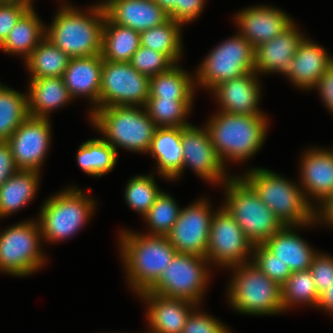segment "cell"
<instances>
[{"label": "cell", "mask_w": 333, "mask_h": 333, "mask_svg": "<svg viewBox=\"0 0 333 333\" xmlns=\"http://www.w3.org/2000/svg\"><path fill=\"white\" fill-rule=\"evenodd\" d=\"M138 296L149 305L146 313L149 333H181L193 306L198 307L192 301L163 297L148 290Z\"/></svg>", "instance_id": "obj_20"}, {"label": "cell", "mask_w": 333, "mask_h": 333, "mask_svg": "<svg viewBox=\"0 0 333 333\" xmlns=\"http://www.w3.org/2000/svg\"><path fill=\"white\" fill-rule=\"evenodd\" d=\"M40 174L18 170L0 186V217H5L26 206L36 194Z\"/></svg>", "instance_id": "obj_28"}, {"label": "cell", "mask_w": 333, "mask_h": 333, "mask_svg": "<svg viewBox=\"0 0 333 333\" xmlns=\"http://www.w3.org/2000/svg\"><path fill=\"white\" fill-rule=\"evenodd\" d=\"M316 290L320 295L324 290L333 284V257L318 253L310 266Z\"/></svg>", "instance_id": "obj_44"}, {"label": "cell", "mask_w": 333, "mask_h": 333, "mask_svg": "<svg viewBox=\"0 0 333 333\" xmlns=\"http://www.w3.org/2000/svg\"><path fill=\"white\" fill-rule=\"evenodd\" d=\"M253 258H249L264 274H266L272 281L282 286L292 271L281 262L276 255L271 253L263 244H255L253 246ZM253 259V260H251Z\"/></svg>", "instance_id": "obj_40"}, {"label": "cell", "mask_w": 333, "mask_h": 333, "mask_svg": "<svg viewBox=\"0 0 333 333\" xmlns=\"http://www.w3.org/2000/svg\"><path fill=\"white\" fill-rule=\"evenodd\" d=\"M182 127H157L149 152L157 160V171L162 177L174 180L183 169Z\"/></svg>", "instance_id": "obj_25"}, {"label": "cell", "mask_w": 333, "mask_h": 333, "mask_svg": "<svg viewBox=\"0 0 333 333\" xmlns=\"http://www.w3.org/2000/svg\"><path fill=\"white\" fill-rule=\"evenodd\" d=\"M194 307L181 333H230L223 323L206 313L196 311Z\"/></svg>", "instance_id": "obj_42"}, {"label": "cell", "mask_w": 333, "mask_h": 333, "mask_svg": "<svg viewBox=\"0 0 333 333\" xmlns=\"http://www.w3.org/2000/svg\"><path fill=\"white\" fill-rule=\"evenodd\" d=\"M42 238L37 221H25L0 233V271L28 276L43 266L46 257L40 251Z\"/></svg>", "instance_id": "obj_9"}, {"label": "cell", "mask_w": 333, "mask_h": 333, "mask_svg": "<svg viewBox=\"0 0 333 333\" xmlns=\"http://www.w3.org/2000/svg\"><path fill=\"white\" fill-rule=\"evenodd\" d=\"M76 158L83 172L101 177L114 168L117 152L104 138H94L80 145Z\"/></svg>", "instance_id": "obj_33"}, {"label": "cell", "mask_w": 333, "mask_h": 333, "mask_svg": "<svg viewBox=\"0 0 333 333\" xmlns=\"http://www.w3.org/2000/svg\"><path fill=\"white\" fill-rule=\"evenodd\" d=\"M18 171L7 141H0V186Z\"/></svg>", "instance_id": "obj_47"}, {"label": "cell", "mask_w": 333, "mask_h": 333, "mask_svg": "<svg viewBox=\"0 0 333 333\" xmlns=\"http://www.w3.org/2000/svg\"><path fill=\"white\" fill-rule=\"evenodd\" d=\"M70 59L45 37L25 60V65L31 75L30 79L62 77Z\"/></svg>", "instance_id": "obj_31"}, {"label": "cell", "mask_w": 333, "mask_h": 333, "mask_svg": "<svg viewBox=\"0 0 333 333\" xmlns=\"http://www.w3.org/2000/svg\"><path fill=\"white\" fill-rule=\"evenodd\" d=\"M129 63L149 78L166 72L175 65L165 54L143 46L133 54Z\"/></svg>", "instance_id": "obj_41"}, {"label": "cell", "mask_w": 333, "mask_h": 333, "mask_svg": "<svg viewBox=\"0 0 333 333\" xmlns=\"http://www.w3.org/2000/svg\"><path fill=\"white\" fill-rule=\"evenodd\" d=\"M161 192L153 176L138 175L128 181L125 200L129 207L144 216Z\"/></svg>", "instance_id": "obj_39"}, {"label": "cell", "mask_w": 333, "mask_h": 333, "mask_svg": "<svg viewBox=\"0 0 333 333\" xmlns=\"http://www.w3.org/2000/svg\"><path fill=\"white\" fill-rule=\"evenodd\" d=\"M281 292L284 311L300 303L317 307L320 298L310 269L292 272L281 286Z\"/></svg>", "instance_id": "obj_37"}, {"label": "cell", "mask_w": 333, "mask_h": 333, "mask_svg": "<svg viewBox=\"0 0 333 333\" xmlns=\"http://www.w3.org/2000/svg\"><path fill=\"white\" fill-rule=\"evenodd\" d=\"M108 106L92 110L90 120L117 152L123 147L133 152L148 153L157 129L145 107Z\"/></svg>", "instance_id": "obj_5"}, {"label": "cell", "mask_w": 333, "mask_h": 333, "mask_svg": "<svg viewBox=\"0 0 333 333\" xmlns=\"http://www.w3.org/2000/svg\"><path fill=\"white\" fill-rule=\"evenodd\" d=\"M193 99L148 98L145 109L157 127H186Z\"/></svg>", "instance_id": "obj_36"}, {"label": "cell", "mask_w": 333, "mask_h": 333, "mask_svg": "<svg viewBox=\"0 0 333 333\" xmlns=\"http://www.w3.org/2000/svg\"><path fill=\"white\" fill-rule=\"evenodd\" d=\"M86 13L64 4L45 27V37L71 58L100 55L106 13L102 5Z\"/></svg>", "instance_id": "obj_1"}, {"label": "cell", "mask_w": 333, "mask_h": 333, "mask_svg": "<svg viewBox=\"0 0 333 333\" xmlns=\"http://www.w3.org/2000/svg\"><path fill=\"white\" fill-rule=\"evenodd\" d=\"M319 149L304 153L300 177L305 198L308 200L307 193L321 204L333 194V150Z\"/></svg>", "instance_id": "obj_24"}, {"label": "cell", "mask_w": 333, "mask_h": 333, "mask_svg": "<svg viewBox=\"0 0 333 333\" xmlns=\"http://www.w3.org/2000/svg\"><path fill=\"white\" fill-rule=\"evenodd\" d=\"M32 0H0V3H32Z\"/></svg>", "instance_id": "obj_51"}, {"label": "cell", "mask_w": 333, "mask_h": 333, "mask_svg": "<svg viewBox=\"0 0 333 333\" xmlns=\"http://www.w3.org/2000/svg\"><path fill=\"white\" fill-rule=\"evenodd\" d=\"M99 5L104 7L106 16L113 23L139 33L169 19V15L154 0H107Z\"/></svg>", "instance_id": "obj_18"}, {"label": "cell", "mask_w": 333, "mask_h": 333, "mask_svg": "<svg viewBox=\"0 0 333 333\" xmlns=\"http://www.w3.org/2000/svg\"><path fill=\"white\" fill-rule=\"evenodd\" d=\"M314 88H317L325 106L333 113V63L326 69Z\"/></svg>", "instance_id": "obj_46"}, {"label": "cell", "mask_w": 333, "mask_h": 333, "mask_svg": "<svg viewBox=\"0 0 333 333\" xmlns=\"http://www.w3.org/2000/svg\"><path fill=\"white\" fill-rule=\"evenodd\" d=\"M253 243L246 237L232 215L222 206L211 219L207 260L225 267L248 263V253H253Z\"/></svg>", "instance_id": "obj_13"}, {"label": "cell", "mask_w": 333, "mask_h": 333, "mask_svg": "<svg viewBox=\"0 0 333 333\" xmlns=\"http://www.w3.org/2000/svg\"><path fill=\"white\" fill-rule=\"evenodd\" d=\"M28 93V113L36 118L49 119L52 110L73 99L62 77L31 79Z\"/></svg>", "instance_id": "obj_27"}, {"label": "cell", "mask_w": 333, "mask_h": 333, "mask_svg": "<svg viewBox=\"0 0 333 333\" xmlns=\"http://www.w3.org/2000/svg\"><path fill=\"white\" fill-rule=\"evenodd\" d=\"M168 15L174 11L176 0H154Z\"/></svg>", "instance_id": "obj_50"}, {"label": "cell", "mask_w": 333, "mask_h": 333, "mask_svg": "<svg viewBox=\"0 0 333 333\" xmlns=\"http://www.w3.org/2000/svg\"><path fill=\"white\" fill-rule=\"evenodd\" d=\"M273 211L280 222L292 226H308L316 223L315 211L303 189L264 168H253L241 176ZM301 188V189H300Z\"/></svg>", "instance_id": "obj_4"}, {"label": "cell", "mask_w": 333, "mask_h": 333, "mask_svg": "<svg viewBox=\"0 0 333 333\" xmlns=\"http://www.w3.org/2000/svg\"><path fill=\"white\" fill-rule=\"evenodd\" d=\"M254 53L252 44L245 37L236 34L207 54L197 70L195 81L212 91L225 81L255 72Z\"/></svg>", "instance_id": "obj_10"}, {"label": "cell", "mask_w": 333, "mask_h": 333, "mask_svg": "<svg viewBox=\"0 0 333 333\" xmlns=\"http://www.w3.org/2000/svg\"><path fill=\"white\" fill-rule=\"evenodd\" d=\"M232 268L235 275L230 281L227 294L235 311L248 315H275L284 311L281 286L253 262Z\"/></svg>", "instance_id": "obj_7"}, {"label": "cell", "mask_w": 333, "mask_h": 333, "mask_svg": "<svg viewBox=\"0 0 333 333\" xmlns=\"http://www.w3.org/2000/svg\"><path fill=\"white\" fill-rule=\"evenodd\" d=\"M303 39L304 35L293 23L278 36L257 46L254 53L255 72H278L285 75Z\"/></svg>", "instance_id": "obj_21"}, {"label": "cell", "mask_w": 333, "mask_h": 333, "mask_svg": "<svg viewBox=\"0 0 333 333\" xmlns=\"http://www.w3.org/2000/svg\"><path fill=\"white\" fill-rule=\"evenodd\" d=\"M195 80L176 64L168 71L150 77L149 98L193 99Z\"/></svg>", "instance_id": "obj_32"}, {"label": "cell", "mask_w": 333, "mask_h": 333, "mask_svg": "<svg viewBox=\"0 0 333 333\" xmlns=\"http://www.w3.org/2000/svg\"><path fill=\"white\" fill-rule=\"evenodd\" d=\"M209 203L199 199L188 207L181 208L179 217L167 235L178 253L206 256L211 219L214 215Z\"/></svg>", "instance_id": "obj_14"}, {"label": "cell", "mask_w": 333, "mask_h": 333, "mask_svg": "<svg viewBox=\"0 0 333 333\" xmlns=\"http://www.w3.org/2000/svg\"><path fill=\"white\" fill-rule=\"evenodd\" d=\"M45 27L32 6L9 32L0 48L5 53L22 55L26 60L45 38Z\"/></svg>", "instance_id": "obj_29"}, {"label": "cell", "mask_w": 333, "mask_h": 333, "mask_svg": "<svg viewBox=\"0 0 333 333\" xmlns=\"http://www.w3.org/2000/svg\"><path fill=\"white\" fill-rule=\"evenodd\" d=\"M50 120L29 116L7 140L18 170L37 171L49 150Z\"/></svg>", "instance_id": "obj_15"}, {"label": "cell", "mask_w": 333, "mask_h": 333, "mask_svg": "<svg viewBox=\"0 0 333 333\" xmlns=\"http://www.w3.org/2000/svg\"><path fill=\"white\" fill-rule=\"evenodd\" d=\"M256 72L243 74L217 85L211 92L220 111L239 115H263L259 110L260 85Z\"/></svg>", "instance_id": "obj_19"}, {"label": "cell", "mask_w": 333, "mask_h": 333, "mask_svg": "<svg viewBox=\"0 0 333 333\" xmlns=\"http://www.w3.org/2000/svg\"><path fill=\"white\" fill-rule=\"evenodd\" d=\"M193 125L182 127L183 169L191 167L195 173L210 183L227 181L225 166L218 157L208 131Z\"/></svg>", "instance_id": "obj_16"}, {"label": "cell", "mask_w": 333, "mask_h": 333, "mask_svg": "<svg viewBox=\"0 0 333 333\" xmlns=\"http://www.w3.org/2000/svg\"><path fill=\"white\" fill-rule=\"evenodd\" d=\"M150 78L129 62L103 60L99 108L108 106L145 107L149 98Z\"/></svg>", "instance_id": "obj_12"}, {"label": "cell", "mask_w": 333, "mask_h": 333, "mask_svg": "<svg viewBox=\"0 0 333 333\" xmlns=\"http://www.w3.org/2000/svg\"><path fill=\"white\" fill-rule=\"evenodd\" d=\"M206 0H176L174 11L169 18L182 25L196 19L204 9Z\"/></svg>", "instance_id": "obj_45"}, {"label": "cell", "mask_w": 333, "mask_h": 333, "mask_svg": "<svg viewBox=\"0 0 333 333\" xmlns=\"http://www.w3.org/2000/svg\"><path fill=\"white\" fill-rule=\"evenodd\" d=\"M206 123L211 142L223 165L226 160L244 161L259 151L267 133L266 115L215 113Z\"/></svg>", "instance_id": "obj_2"}, {"label": "cell", "mask_w": 333, "mask_h": 333, "mask_svg": "<svg viewBox=\"0 0 333 333\" xmlns=\"http://www.w3.org/2000/svg\"><path fill=\"white\" fill-rule=\"evenodd\" d=\"M140 46L139 32L117 25L106 16L102 34L103 60L129 62Z\"/></svg>", "instance_id": "obj_30"}, {"label": "cell", "mask_w": 333, "mask_h": 333, "mask_svg": "<svg viewBox=\"0 0 333 333\" xmlns=\"http://www.w3.org/2000/svg\"><path fill=\"white\" fill-rule=\"evenodd\" d=\"M317 307L333 313V284L320 294Z\"/></svg>", "instance_id": "obj_49"}, {"label": "cell", "mask_w": 333, "mask_h": 333, "mask_svg": "<svg viewBox=\"0 0 333 333\" xmlns=\"http://www.w3.org/2000/svg\"><path fill=\"white\" fill-rule=\"evenodd\" d=\"M102 65L101 54L71 58L62 76L72 98L81 95L90 99L94 107L90 113L99 108Z\"/></svg>", "instance_id": "obj_23"}, {"label": "cell", "mask_w": 333, "mask_h": 333, "mask_svg": "<svg viewBox=\"0 0 333 333\" xmlns=\"http://www.w3.org/2000/svg\"><path fill=\"white\" fill-rule=\"evenodd\" d=\"M32 6V3H0V45Z\"/></svg>", "instance_id": "obj_43"}, {"label": "cell", "mask_w": 333, "mask_h": 333, "mask_svg": "<svg viewBox=\"0 0 333 333\" xmlns=\"http://www.w3.org/2000/svg\"><path fill=\"white\" fill-rule=\"evenodd\" d=\"M332 63V55H328L323 47L304 37L285 75L298 88L309 90L316 86Z\"/></svg>", "instance_id": "obj_22"}, {"label": "cell", "mask_w": 333, "mask_h": 333, "mask_svg": "<svg viewBox=\"0 0 333 333\" xmlns=\"http://www.w3.org/2000/svg\"><path fill=\"white\" fill-rule=\"evenodd\" d=\"M94 203L76 187L67 188L47 199L37 219L42 239L55 242L73 236L91 217Z\"/></svg>", "instance_id": "obj_8"}, {"label": "cell", "mask_w": 333, "mask_h": 333, "mask_svg": "<svg viewBox=\"0 0 333 333\" xmlns=\"http://www.w3.org/2000/svg\"><path fill=\"white\" fill-rule=\"evenodd\" d=\"M320 210L315 211V220L319 223L321 219V223L326 222L325 224H329L333 226V194L330 195L324 202L319 206Z\"/></svg>", "instance_id": "obj_48"}, {"label": "cell", "mask_w": 333, "mask_h": 333, "mask_svg": "<svg viewBox=\"0 0 333 333\" xmlns=\"http://www.w3.org/2000/svg\"><path fill=\"white\" fill-rule=\"evenodd\" d=\"M28 117L27 95L0 84V141H7Z\"/></svg>", "instance_id": "obj_35"}, {"label": "cell", "mask_w": 333, "mask_h": 333, "mask_svg": "<svg viewBox=\"0 0 333 333\" xmlns=\"http://www.w3.org/2000/svg\"><path fill=\"white\" fill-rule=\"evenodd\" d=\"M182 24L169 18L163 24L140 33V45L165 54L174 64L182 54Z\"/></svg>", "instance_id": "obj_34"}, {"label": "cell", "mask_w": 333, "mask_h": 333, "mask_svg": "<svg viewBox=\"0 0 333 333\" xmlns=\"http://www.w3.org/2000/svg\"><path fill=\"white\" fill-rule=\"evenodd\" d=\"M121 257L127 279L137 294L149 290L177 253L167 236H151L123 231Z\"/></svg>", "instance_id": "obj_3"}, {"label": "cell", "mask_w": 333, "mask_h": 333, "mask_svg": "<svg viewBox=\"0 0 333 333\" xmlns=\"http://www.w3.org/2000/svg\"><path fill=\"white\" fill-rule=\"evenodd\" d=\"M208 262L206 257L177 252L148 291L163 297L189 300L199 305L210 277L208 265L206 266Z\"/></svg>", "instance_id": "obj_11"}, {"label": "cell", "mask_w": 333, "mask_h": 333, "mask_svg": "<svg viewBox=\"0 0 333 333\" xmlns=\"http://www.w3.org/2000/svg\"><path fill=\"white\" fill-rule=\"evenodd\" d=\"M235 20L240 28L238 34L245 37L254 48L270 41L294 23L281 9L262 5L243 9Z\"/></svg>", "instance_id": "obj_17"}, {"label": "cell", "mask_w": 333, "mask_h": 333, "mask_svg": "<svg viewBox=\"0 0 333 333\" xmlns=\"http://www.w3.org/2000/svg\"><path fill=\"white\" fill-rule=\"evenodd\" d=\"M293 227L296 228L292 225L283 226L263 245L281 262L288 265L292 272L308 270L317 253L293 231Z\"/></svg>", "instance_id": "obj_26"}, {"label": "cell", "mask_w": 333, "mask_h": 333, "mask_svg": "<svg viewBox=\"0 0 333 333\" xmlns=\"http://www.w3.org/2000/svg\"><path fill=\"white\" fill-rule=\"evenodd\" d=\"M180 211L181 209L172 196L162 191L143 216L151 230L147 235L167 236L177 221Z\"/></svg>", "instance_id": "obj_38"}, {"label": "cell", "mask_w": 333, "mask_h": 333, "mask_svg": "<svg viewBox=\"0 0 333 333\" xmlns=\"http://www.w3.org/2000/svg\"><path fill=\"white\" fill-rule=\"evenodd\" d=\"M223 184L224 207L253 245L263 244L284 226L241 176H230Z\"/></svg>", "instance_id": "obj_6"}]
</instances>
